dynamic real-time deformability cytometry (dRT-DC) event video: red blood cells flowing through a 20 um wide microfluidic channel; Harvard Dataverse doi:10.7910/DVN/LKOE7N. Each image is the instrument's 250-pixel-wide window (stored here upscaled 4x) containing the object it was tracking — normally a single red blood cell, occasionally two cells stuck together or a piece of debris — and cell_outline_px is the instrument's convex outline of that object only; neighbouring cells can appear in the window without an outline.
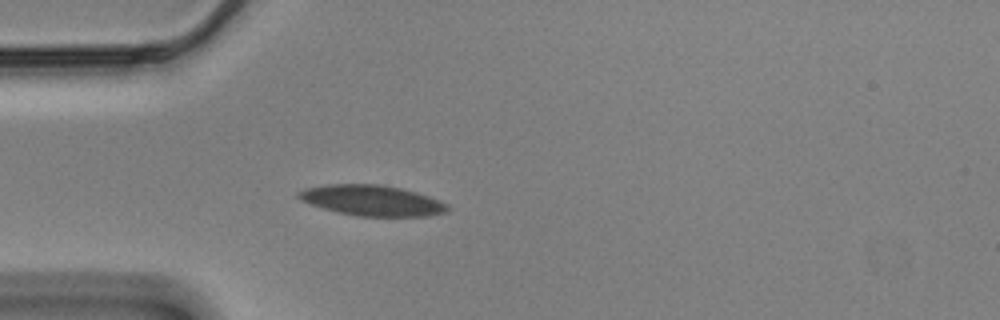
{"species": "Egyptian fruit bat (a non-hibernating species)", "species_latin": "Rousettus aegyptiacus", "temperature_condition": "cold", "stored_images_in_passage": 43, "camera_frame_rate_fps": 3000, "um_per_image_px": 0.085, "animal": {"sex": "male"}, "frame": {"image": 1, "passage_image": 1, "time_ms": 0.0, "image_size_px": [1000, 320], "cell_outline_px": [[452, 208], [444, 212], [428, 216], [356, 216], [336, 212], [300, 200], [296, 196], [296, 192], [304, 188], [328, 184], [380, 184], [400, 188], [416, 192], [440, 200], [448, 204]], "centroid_in_image_um": [31.61, 17.03], "position_along_channel_um": 53.4, "area_um2": 26.65}}
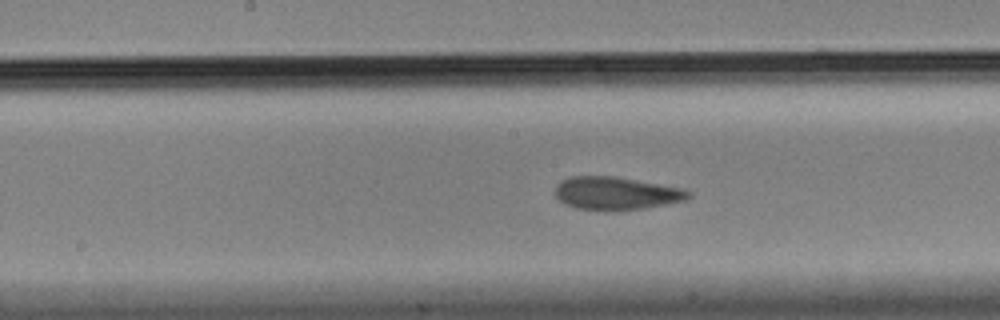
{"frame": {"image": 2, "passage_image": 14, "time_ms": 4.333, "image_size_px": [1000, 320], "cell_outline_px": [[692, 196], [684, 200], [644, 208], [616, 212], [604, 212], [576, 208], [564, 204], [556, 196], [556, 184], [572, 176], [612, 176], [680, 188], [692, 192]], "centroid_in_image_um": [52.33, 16.46], "position_along_channel_um": 195.9, "area_um2": 25.61}}
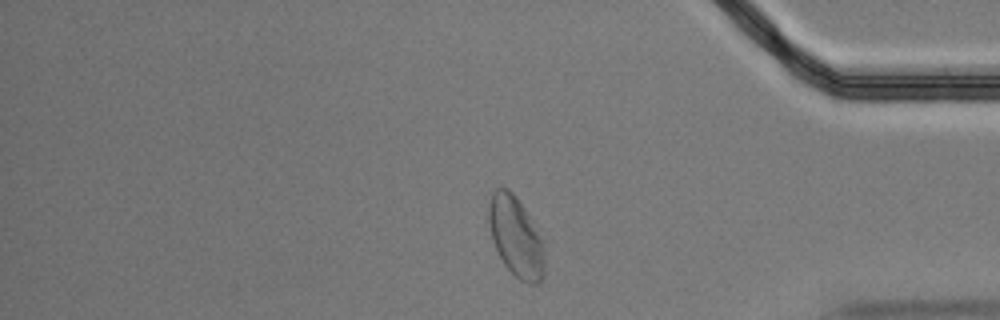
{"frame": {"image": 3, "passage_image": 33, "time_ms": 10.667, "image_size_px": [1000, 320], "cell_outline_px": [[544, 272], [540, 280], [536, 284], [528, 284], [520, 280], [504, 264], [492, 240], [488, 220], [488, 208], [492, 192], [496, 188], [508, 188], [516, 196], [524, 208], [544, 248]], "centroid_in_image_um": [43.81, 20.12], "position_along_channel_um": 391.4, "area_um2": 25.49}, "authors_computed_cell_mechanics": {"area_um2": 25.8366, "velocity_mm_per_s": 3.4448, "shape_relaxation_time_tau1_ms": 5.7077, "shape_relaxation_time_tau2_ms": 2.2302, "deformation_change_tau1": 0.1236, "deformation_change_tau2": 0.0754}}